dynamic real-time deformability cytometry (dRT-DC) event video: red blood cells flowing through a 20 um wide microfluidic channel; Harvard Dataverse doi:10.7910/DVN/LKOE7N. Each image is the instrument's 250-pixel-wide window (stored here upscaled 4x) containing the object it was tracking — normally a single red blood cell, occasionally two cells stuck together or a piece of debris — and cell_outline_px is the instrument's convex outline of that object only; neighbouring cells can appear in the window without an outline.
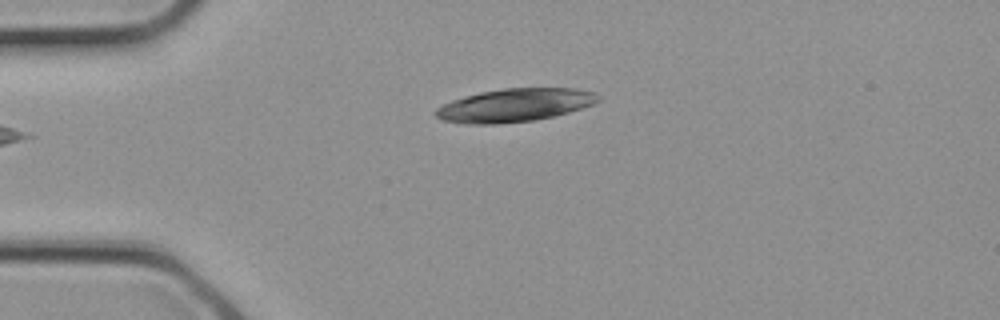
{"species": "common noctule bat (a hibernating species)", "species_latin": "Nyctalus noctula", "temperature_condition": "cold", "stored_images_in_passage": 1, "camera_frame_rate_fps": 3000, "um_per_image_px": 0.085, "animal": {"sex": "female", "body_mass_g": 21.9}, "frame": {"image": 1, "passage_image": 1, "time_ms": 0.0, "image_size_px": [1000, 320], "cell_outline_px": [[600, 100], [592, 104], [568, 112], [536, 120], [496, 124], [464, 124], [444, 120], [436, 116], [432, 112], [436, 108], [452, 100], [464, 96], [480, 92], [504, 88], [576, 88], [592, 92], [600, 96]], "centroid_in_image_um": [43.71, 8.94], "position_along_channel_um": 41.3, "area_um2": 31.33}}